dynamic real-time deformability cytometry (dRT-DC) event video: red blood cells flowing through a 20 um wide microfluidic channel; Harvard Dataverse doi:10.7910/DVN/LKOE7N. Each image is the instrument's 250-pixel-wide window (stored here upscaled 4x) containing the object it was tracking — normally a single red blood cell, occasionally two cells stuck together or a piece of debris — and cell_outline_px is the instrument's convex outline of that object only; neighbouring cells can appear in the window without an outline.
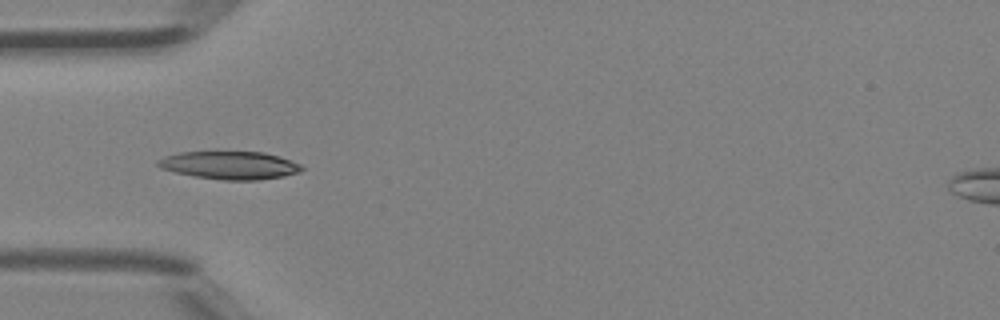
{"species": "Egyptian fruit bat (a non-hibernating species)", "species_latin": "Rousettus aegyptiacus", "temperature_condition": "room temperature", "stored_images_in_passage": 6, "camera_frame_rate_fps": 3000, "um_per_image_px": 0.085, "animal": {"sex": "female"}, "frame": {"image": 1, "passage_image": 4, "time_ms": 1.0, "image_size_px": [1000, 320], "cell_outline_px": [[304, 168], [300, 172], [284, 176], [260, 180], [224, 180], [196, 176], [176, 172], [160, 168], [156, 164], [156, 160], [164, 156], [180, 152], [264, 152], [280, 156], [300, 164]], "centroid_in_image_um": [19.54, 14.04], "position_along_channel_um": 65.5, "area_um2": 23.41}}
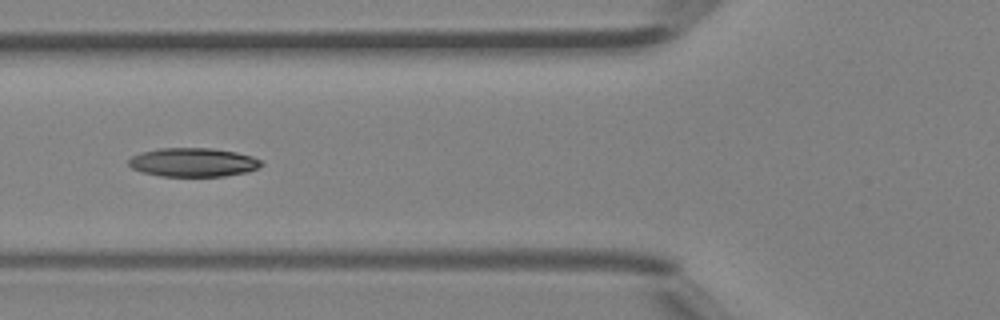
{"frame": {"image": 2, "passage_image": 5, "time_ms": 1.333, "image_size_px": [1000, 320], "cell_outline_px": [[264, 164], [248, 172], [224, 176], [160, 176], [140, 172], [132, 168], [128, 164], [128, 160], [132, 156], [140, 152], [160, 148], [212, 148], [236, 152], [252, 156], [264, 160]], "centroid_in_image_um": [16.42, 13.79], "position_along_channel_um": 109.4, "area_um2": 22.48}}
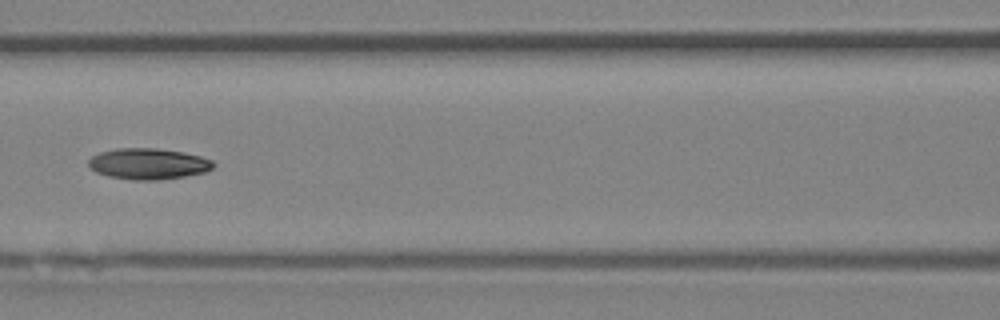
{"frame": {"image": 3, "passage_image": 6, "time_ms": 1.667, "image_size_px": [1000, 320], "cell_outline_px": [[216, 164], [212, 168], [204, 172], [184, 176], [160, 180], [132, 180], [108, 176], [96, 172], [88, 164], [88, 160], [92, 156], [100, 152], [116, 148], [156, 148], [184, 152], [200, 156], [212, 160]], "centroid_in_image_um": [12.6, 13.92], "position_along_channel_um": 154.0, "area_um2": 22.6}}